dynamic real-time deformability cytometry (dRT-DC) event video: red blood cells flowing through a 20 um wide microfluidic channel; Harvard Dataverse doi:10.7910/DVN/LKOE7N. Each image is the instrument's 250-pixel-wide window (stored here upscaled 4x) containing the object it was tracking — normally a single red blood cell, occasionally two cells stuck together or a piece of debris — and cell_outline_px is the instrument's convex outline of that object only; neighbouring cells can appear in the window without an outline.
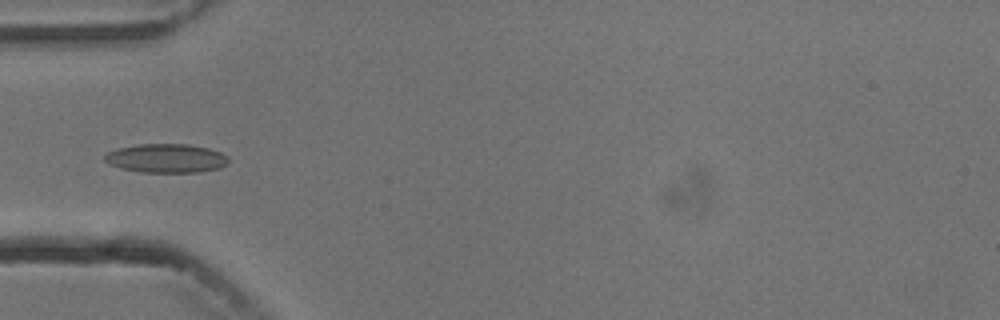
{"species": "common noctule bat (a hibernating species)", "species_latin": "Nyctalus noctula", "temperature_condition": "cold", "stored_images_in_passage": 8, "camera_frame_rate_fps": 3000, "um_per_image_px": 0.085, "animal": {"sex": "male", "body_mass_g": 13.3}, "frame": {"image": 1, "passage_image": 5, "time_ms": 5.667, "image_size_px": [1000, 320], "cell_outline_px": [[228, 164], [220, 168], [196, 172], [140, 172], [120, 168], [108, 164], [104, 160], [104, 156], [108, 152], [116, 148], [136, 144], [188, 144], [208, 148], [220, 152], [228, 156]], "centroid_in_image_um": [14.11, 13.45], "position_along_channel_um": 70.9, "area_um2": 20.98}}
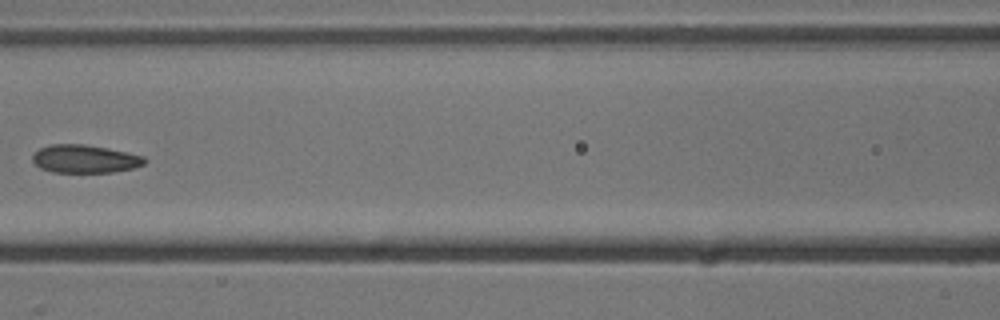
{"frame": {"image": 2, "passage_image": 7, "time_ms": 8.0, "image_size_px": [1000, 320], "cell_outline_px": [[148, 160], [144, 164], [132, 168], [112, 172], [52, 172], [40, 168], [32, 160], [32, 156], [40, 148], [52, 144], [84, 144], [108, 148], [144, 156]], "centroid_in_image_um": [7.22, 13.5], "position_along_channel_um": 159.4, "area_um2": 18.26}}
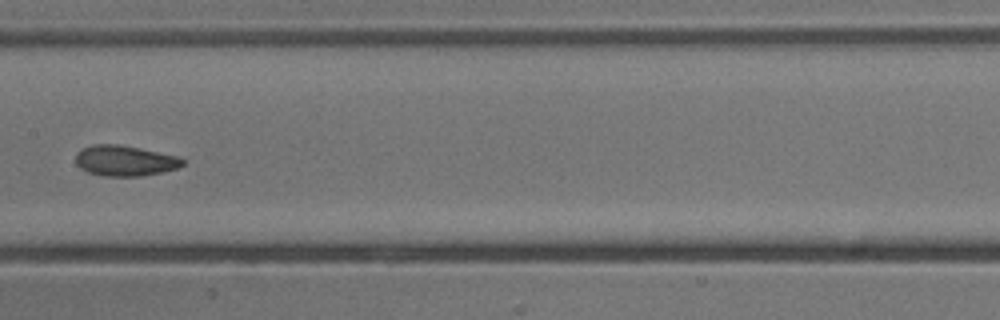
{"frame": {"image": 3, "passage_image": 8, "time_ms": 9.0, "image_size_px": [1000, 320], "cell_outline_px": [[184, 164], [176, 168], [160, 172], [140, 176], [104, 176], [88, 172], [80, 168], [76, 164], [76, 152], [92, 144], [120, 144], [180, 156], [184, 160]], "centroid_in_image_um": [10.61, 13.65], "position_along_channel_um": 196.8, "area_um2": 19.07}}